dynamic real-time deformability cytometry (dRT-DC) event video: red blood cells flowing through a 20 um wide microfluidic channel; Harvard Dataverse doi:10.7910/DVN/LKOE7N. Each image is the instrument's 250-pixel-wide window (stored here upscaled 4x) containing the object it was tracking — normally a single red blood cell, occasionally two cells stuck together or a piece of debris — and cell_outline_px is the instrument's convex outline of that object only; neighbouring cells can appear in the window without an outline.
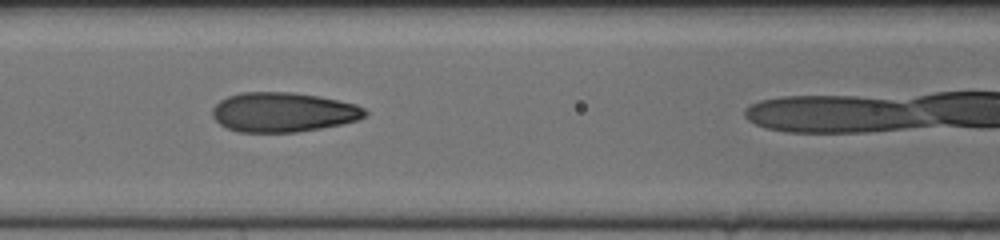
{"species": "human", "species_latin": "Homo sapiens", "temperature_condition": "cold", "stored_images_in_passage": 40, "camera_frame_rate_fps": 3000, "um_per_image_px": 0.085, "donor": {"sex": "female"}, "frame": {"image": 1, "passage_image": 19, "time_ms": 6.0, "image_size_px": [1000, 240], "cell_outline_px": [[368, 112], [364, 116], [356, 120], [340, 124], [320, 128], [296, 132], [240, 132], [228, 128], [220, 124], [212, 116], [212, 108], [220, 100], [228, 96], [240, 92], [292, 92], [320, 96], [356, 104], [364, 108]], "centroid_in_image_um": [24.05, 9.52], "position_along_channel_um": 142.6, "area_um2": 35.14}}
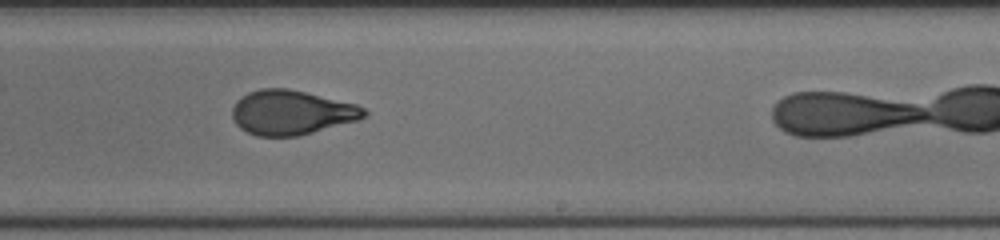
{"frame": {"image": 2, "passage_image": 29, "time_ms": 9.333, "image_size_px": [1000, 240], "cell_outline_px": [[368, 116], [360, 120], [296, 136], [256, 136], [240, 128], [236, 124], [232, 116], [232, 108], [236, 100], [240, 96], [248, 92], [260, 88], [288, 88], [356, 104], [364, 108], [368, 112]], "centroid_in_image_um": [24.77, 9.55], "position_along_channel_um": 264.2, "area_um2": 34.33}}
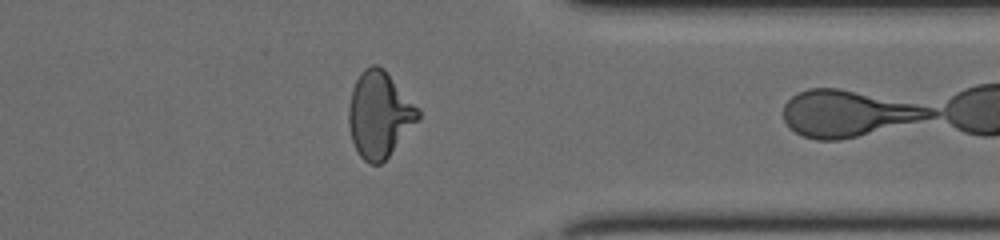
{"frame": {"image": 3, "passage_image": 39, "time_ms": 12.667, "image_size_px": [1000, 240], "cell_outline_px": [[420, 120], [388, 156], [380, 164], [368, 164], [360, 156], [352, 140], [348, 124], [348, 108], [352, 88], [360, 72], [364, 68], [372, 64], [376, 64], [384, 68], [420, 112]], "centroid_in_image_um": [32.22, 9.73], "position_along_channel_um": 379.2, "area_um2": 34.62}}